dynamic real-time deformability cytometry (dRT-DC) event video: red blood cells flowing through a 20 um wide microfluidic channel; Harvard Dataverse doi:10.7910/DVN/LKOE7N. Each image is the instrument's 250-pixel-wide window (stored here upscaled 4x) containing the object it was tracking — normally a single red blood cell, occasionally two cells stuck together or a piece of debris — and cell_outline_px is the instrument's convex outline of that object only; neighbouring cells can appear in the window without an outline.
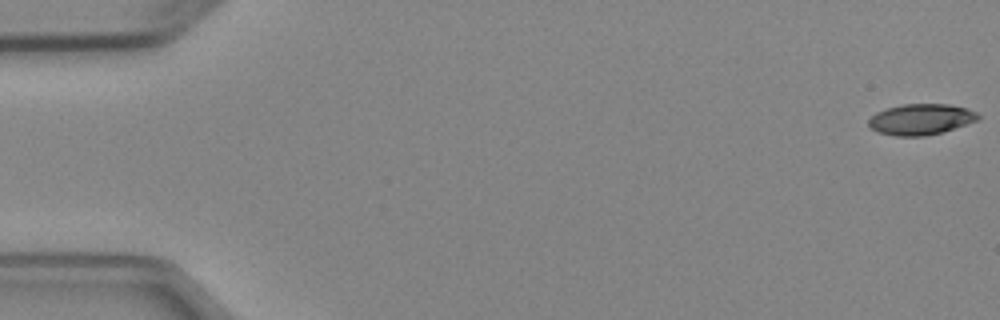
{"species": "Egyptian fruit bat (a non-hibernating species)", "species_latin": "Rousettus aegyptiacus", "temperature_condition": "cold", "stored_images_in_passage": 4, "camera_frame_rate_fps": 3000, "um_per_image_px": 0.085, "animal": {"sex": "female"}, "frame": {"image": 1, "passage_image": 1, "time_ms": 0.0, "image_size_px": [1000, 320], "cell_outline_px": [[980, 120], [944, 132], [924, 136], [896, 136], [876, 132], [868, 124], [868, 120], [876, 112], [900, 104], [948, 104], [968, 108], [976, 112], [980, 116]], "centroid_in_image_um": [78.31, 10.14], "position_along_channel_um": 6.7, "area_um2": 19.94}}
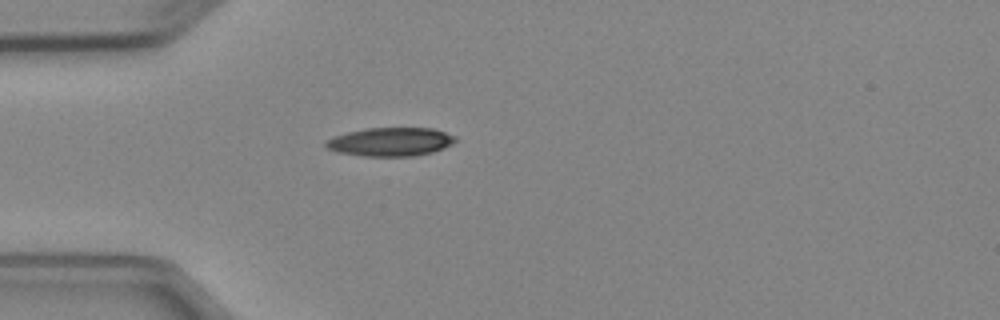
{"frame": {"image": 2, "passage_image": 4, "time_ms": 4.667, "image_size_px": [1000, 320], "cell_outline_px": [[456, 140], [452, 144], [444, 148], [432, 152], [416, 156], [364, 156], [336, 152], [328, 148], [324, 144], [332, 136], [364, 128], [432, 128], [456, 136]], "centroid_in_image_um": [33.19, 12.05], "position_along_channel_um": 51.8, "area_um2": 21.62}}